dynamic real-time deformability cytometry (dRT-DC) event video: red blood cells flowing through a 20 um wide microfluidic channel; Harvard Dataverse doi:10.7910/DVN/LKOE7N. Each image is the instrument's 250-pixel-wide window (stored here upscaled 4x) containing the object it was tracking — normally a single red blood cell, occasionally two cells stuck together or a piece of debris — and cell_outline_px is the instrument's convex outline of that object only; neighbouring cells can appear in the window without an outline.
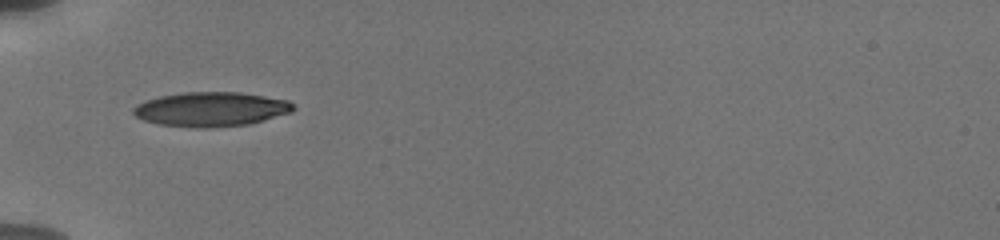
{"species": "human", "species_latin": "Homo sapiens", "temperature_condition": "cold", "stored_images_in_passage": 2, "camera_frame_rate_fps": 3000, "um_per_image_px": 0.085, "donor": {"sex": "male"}, "frame": {"image": 1, "passage_image": 1, "time_ms": 0.0, "image_size_px": [1000, 240], "cell_outline_px": [[296, 108], [292, 112], [264, 120], [248, 124], [212, 128], [192, 128], [160, 124], [144, 120], [136, 116], [132, 112], [132, 108], [136, 104], [144, 100], [160, 96], [184, 92], [240, 92], [288, 100]], "centroid_in_image_um": [17.92, 9.28], "position_along_channel_um": 67.1, "area_um2": 32.25}}